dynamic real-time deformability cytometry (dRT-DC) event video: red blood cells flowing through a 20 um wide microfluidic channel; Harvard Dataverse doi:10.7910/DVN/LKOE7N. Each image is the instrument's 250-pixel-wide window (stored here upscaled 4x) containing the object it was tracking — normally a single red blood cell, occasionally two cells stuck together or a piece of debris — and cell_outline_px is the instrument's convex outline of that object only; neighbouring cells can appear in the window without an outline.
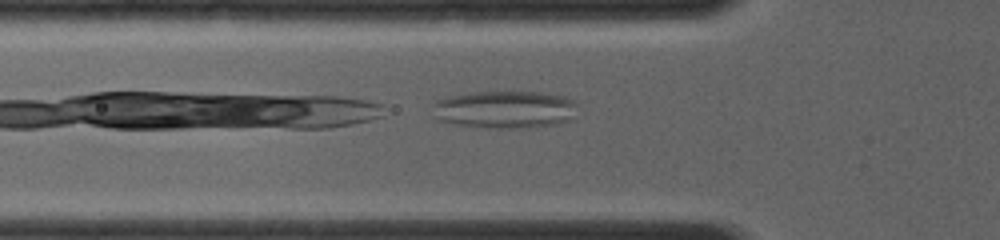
{"species": "common noctule bat (a hibernating species)", "species_latin": "Nyctalus noctula", "temperature_condition": "room temperature", "stored_images_in_passage": 6, "camera_frame_rate_fps": 4000, "um_per_image_px": 0.085, "animal": {"sex": "female", "body_mass_g": 19.0, "forearm_length_mm": 56.7}, "frame": {"image": 1, "passage_image": 2, "time_ms": 0.5, "image_size_px": [1000, 240], "cell_outline_px": [[576, 104], [568, 120], [560, 124], [528, 128], [488, 128], [456, 124], [440, 120], [432, 116], [432, 104], [436, 100], [448, 96], [472, 92], [544, 92], [568, 96], [576, 100]], "centroid_in_image_um": [42.89, 9.3], "position_along_channel_um": 82.9, "area_um2": 32.14}}